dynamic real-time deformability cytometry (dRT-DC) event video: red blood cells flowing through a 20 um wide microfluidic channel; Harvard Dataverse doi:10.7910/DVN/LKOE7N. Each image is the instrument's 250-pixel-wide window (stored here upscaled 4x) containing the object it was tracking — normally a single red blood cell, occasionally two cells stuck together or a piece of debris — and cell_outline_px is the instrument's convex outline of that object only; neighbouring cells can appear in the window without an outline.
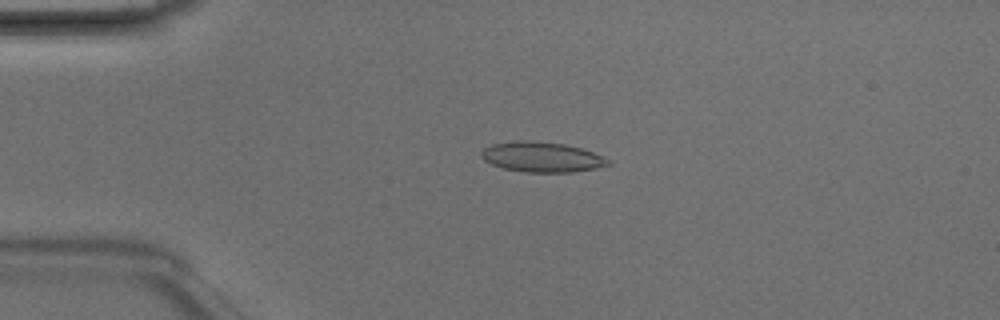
{"species": "Egyptian fruit bat (a non-hibernating species)", "species_latin": "Rousettus aegyptiacus", "temperature_condition": "room temperature", "stored_images_in_passage": 6, "camera_frame_rate_fps": 3000, "um_per_image_px": 0.085, "animal": {"sex": "male"}, "frame": {"image": 1, "passage_image": 3, "time_ms": 0.667, "image_size_px": [1000, 320], "cell_outline_px": [[612, 164], [596, 168], [572, 172], [524, 172], [504, 168], [492, 164], [484, 160], [480, 156], [480, 152], [484, 148], [492, 144], [520, 140], [524, 140], [564, 144], [580, 148], [592, 152], [612, 160]], "centroid_in_image_um": [46.06, 13.35], "position_along_channel_um": 38.9, "area_um2": 22.2}}
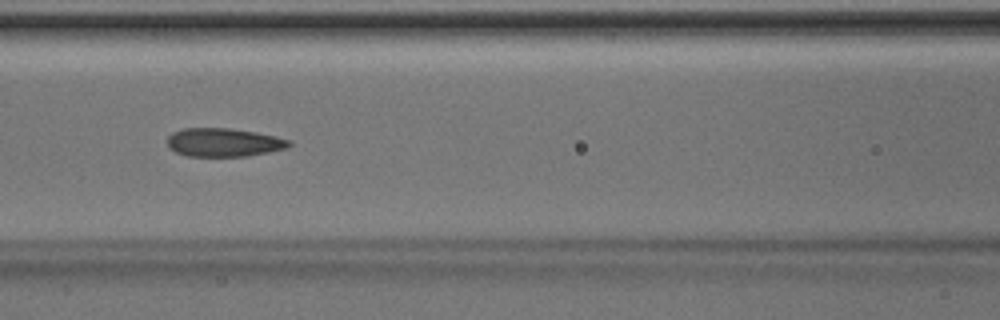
{"frame": {"image": 2, "passage_image": 6, "time_ms": 1.667, "image_size_px": [1000, 320], "cell_outline_px": [[292, 144], [288, 148], [248, 156], [188, 156], [176, 152], [168, 148], [168, 136], [172, 132], [184, 128], [228, 128], [256, 132], [276, 136], [292, 140]], "centroid_in_image_um": [19.04, 12.1], "position_along_channel_um": 147.6, "area_um2": 20.35}}